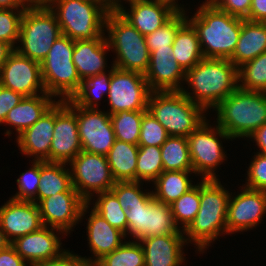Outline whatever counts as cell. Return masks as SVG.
I'll return each mask as SVG.
<instances>
[{
	"label": "cell",
	"instance_id": "cell-20",
	"mask_svg": "<svg viewBox=\"0 0 266 266\" xmlns=\"http://www.w3.org/2000/svg\"><path fill=\"white\" fill-rule=\"evenodd\" d=\"M54 231L65 234L57 228L43 226L37 231L18 237L11 245L29 266H33L57 258L65 251L60 248L61 239Z\"/></svg>",
	"mask_w": 266,
	"mask_h": 266
},
{
	"label": "cell",
	"instance_id": "cell-27",
	"mask_svg": "<svg viewBox=\"0 0 266 266\" xmlns=\"http://www.w3.org/2000/svg\"><path fill=\"white\" fill-rule=\"evenodd\" d=\"M55 102L53 96L48 93L24 96L21 102L8 112L3 123L14 127L19 136L35 124Z\"/></svg>",
	"mask_w": 266,
	"mask_h": 266
},
{
	"label": "cell",
	"instance_id": "cell-2",
	"mask_svg": "<svg viewBox=\"0 0 266 266\" xmlns=\"http://www.w3.org/2000/svg\"><path fill=\"white\" fill-rule=\"evenodd\" d=\"M187 20L195 28L204 58L230 59L236 48L242 18L221 11L209 0Z\"/></svg>",
	"mask_w": 266,
	"mask_h": 266
},
{
	"label": "cell",
	"instance_id": "cell-38",
	"mask_svg": "<svg viewBox=\"0 0 266 266\" xmlns=\"http://www.w3.org/2000/svg\"><path fill=\"white\" fill-rule=\"evenodd\" d=\"M238 85L241 89L266 92V52L238 67Z\"/></svg>",
	"mask_w": 266,
	"mask_h": 266
},
{
	"label": "cell",
	"instance_id": "cell-7",
	"mask_svg": "<svg viewBox=\"0 0 266 266\" xmlns=\"http://www.w3.org/2000/svg\"><path fill=\"white\" fill-rule=\"evenodd\" d=\"M105 27L109 48L117 54L112 65L121 70L145 75L150 59L145 36L118 12L107 13Z\"/></svg>",
	"mask_w": 266,
	"mask_h": 266
},
{
	"label": "cell",
	"instance_id": "cell-36",
	"mask_svg": "<svg viewBox=\"0 0 266 266\" xmlns=\"http://www.w3.org/2000/svg\"><path fill=\"white\" fill-rule=\"evenodd\" d=\"M93 266H145L144 250L140 242L124 241V243L104 255Z\"/></svg>",
	"mask_w": 266,
	"mask_h": 266
},
{
	"label": "cell",
	"instance_id": "cell-23",
	"mask_svg": "<svg viewBox=\"0 0 266 266\" xmlns=\"http://www.w3.org/2000/svg\"><path fill=\"white\" fill-rule=\"evenodd\" d=\"M55 126V103L31 127L17 136L21 153L34 156L35 161L50 162V147Z\"/></svg>",
	"mask_w": 266,
	"mask_h": 266
},
{
	"label": "cell",
	"instance_id": "cell-43",
	"mask_svg": "<svg viewBox=\"0 0 266 266\" xmlns=\"http://www.w3.org/2000/svg\"><path fill=\"white\" fill-rule=\"evenodd\" d=\"M31 167L26 172H23L16 180L18 192H16L11 199L33 201L37 204V191L40 181V161L34 160Z\"/></svg>",
	"mask_w": 266,
	"mask_h": 266
},
{
	"label": "cell",
	"instance_id": "cell-9",
	"mask_svg": "<svg viewBox=\"0 0 266 266\" xmlns=\"http://www.w3.org/2000/svg\"><path fill=\"white\" fill-rule=\"evenodd\" d=\"M62 35L55 13L49 6H27L20 24L19 40L15 50L41 63L56 39Z\"/></svg>",
	"mask_w": 266,
	"mask_h": 266
},
{
	"label": "cell",
	"instance_id": "cell-44",
	"mask_svg": "<svg viewBox=\"0 0 266 266\" xmlns=\"http://www.w3.org/2000/svg\"><path fill=\"white\" fill-rule=\"evenodd\" d=\"M24 11L25 8L0 9V40L10 44L14 49L19 40Z\"/></svg>",
	"mask_w": 266,
	"mask_h": 266
},
{
	"label": "cell",
	"instance_id": "cell-53",
	"mask_svg": "<svg viewBox=\"0 0 266 266\" xmlns=\"http://www.w3.org/2000/svg\"><path fill=\"white\" fill-rule=\"evenodd\" d=\"M14 50L10 44L0 40V71Z\"/></svg>",
	"mask_w": 266,
	"mask_h": 266
},
{
	"label": "cell",
	"instance_id": "cell-57",
	"mask_svg": "<svg viewBox=\"0 0 266 266\" xmlns=\"http://www.w3.org/2000/svg\"><path fill=\"white\" fill-rule=\"evenodd\" d=\"M10 244L11 242L7 239L0 225V250L7 248Z\"/></svg>",
	"mask_w": 266,
	"mask_h": 266
},
{
	"label": "cell",
	"instance_id": "cell-10",
	"mask_svg": "<svg viewBox=\"0 0 266 266\" xmlns=\"http://www.w3.org/2000/svg\"><path fill=\"white\" fill-rule=\"evenodd\" d=\"M211 127L208 121L202 123L188 137L189 152L193 165V172L202 175V179H219L215 169L226 160V154L218 137L232 138L217 124Z\"/></svg>",
	"mask_w": 266,
	"mask_h": 266
},
{
	"label": "cell",
	"instance_id": "cell-5",
	"mask_svg": "<svg viewBox=\"0 0 266 266\" xmlns=\"http://www.w3.org/2000/svg\"><path fill=\"white\" fill-rule=\"evenodd\" d=\"M147 111L169 136L188 137L206 121V110L193 103L182 91H151Z\"/></svg>",
	"mask_w": 266,
	"mask_h": 266
},
{
	"label": "cell",
	"instance_id": "cell-32",
	"mask_svg": "<svg viewBox=\"0 0 266 266\" xmlns=\"http://www.w3.org/2000/svg\"><path fill=\"white\" fill-rule=\"evenodd\" d=\"M193 171H163L154 181L153 198L171 204L194 185L188 178Z\"/></svg>",
	"mask_w": 266,
	"mask_h": 266
},
{
	"label": "cell",
	"instance_id": "cell-49",
	"mask_svg": "<svg viewBox=\"0 0 266 266\" xmlns=\"http://www.w3.org/2000/svg\"><path fill=\"white\" fill-rule=\"evenodd\" d=\"M24 96L21 93L0 85V124L2 125L7 114L17 104L21 102Z\"/></svg>",
	"mask_w": 266,
	"mask_h": 266
},
{
	"label": "cell",
	"instance_id": "cell-31",
	"mask_svg": "<svg viewBox=\"0 0 266 266\" xmlns=\"http://www.w3.org/2000/svg\"><path fill=\"white\" fill-rule=\"evenodd\" d=\"M138 152V145L115 139L107 154V160L116 182L136 181Z\"/></svg>",
	"mask_w": 266,
	"mask_h": 266
},
{
	"label": "cell",
	"instance_id": "cell-51",
	"mask_svg": "<svg viewBox=\"0 0 266 266\" xmlns=\"http://www.w3.org/2000/svg\"><path fill=\"white\" fill-rule=\"evenodd\" d=\"M246 20L266 22V0H252L249 16Z\"/></svg>",
	"mask_w": 266,
	"mask_h": 266
},
{
	"label": "cell",
	"instance_id": "cell-47",
	"mask_svg": "<svg viewBox=\"0 0 266 266\" xmlns=\"http://www.w3.org/2000/svg\"><path fill=\"white\" fill-rule=\"evenodd\" d=\"M221 11L246 19L249 16L252 0H209Z\"/></svg>",
	"mask_w": 266,
	"mask_h": 266
},
{
	"label": "cell",
	"instance_id": "cell-46",
	"mask_svg": "<svg viewBox=\"0 0 266 266\" xmlns=\"http://www.w3.org/2000/svg\"><path fill=\"white\" fill-rule=\"evenodd\" d=\"M247 170L245 187L266 191V154L257 152Z\"/></svg>",
	"mask_w": 266,
	"mask_h": 266
},
{
	"label": "cell",
	"instance_id": "cell-41",
	"mask_svg": "<svg viewBox=\"0 0 266 266\" xmlns=\"http://www.w3.org/2000/svg\"><path fill=\"white\" fill-rule=\"evenodd\" d=\"M163 171L161 148L157 146H139L136 181L153 182Z\"/></svg>",
	"mask_w": 266,
	"mask_h": 266
},
{
	"label": "cell",
	"instance_id": "cell-54",
	"mask_svg": "<svg viewBox=\"0 0 266 266\" xmlns=\"http://www.w3.org/2000/svg\"><path fill=\"white\" fill-rule=\"evenodd\" d=\"M130 3L136 2V1H142V0H124ZM121 0H105V7L108 12H118L123 8V5H121Z\"/></svg>",
	"mask_w": 266,
	"mask_h": 266
},
{
	"label": "cell",
	"instance_id": "cell-50",
	"mask_svg": "<svg viewBox=\"0 0 266 266\" xmlns=\"http://www.w3.org/2000/svg\"><path fill=\"white\" fill-rule=\"evenodd\" d=\"M27 262L15 251L10 244L0 250V266H28Z\"/></svg>",
	"mask_w": 266,
	"mask_h": 266
},
{
	"label": "cell",
	"instance_id": "cell-1",
	"mask_svg": "<svg viewBox=\"0 0 266 266\" xmlns=\"http://www.w3.org/2000/svg\"><path fill=\"white\" fill-rule=\"evenodd\" d=\"M192 88L182 93L205 110L214 109L238 87V68L229 59L204 58L185 73ZM194 95V96H193Z\"/></svg>",
	"mask_w": 266,
	"mask_h": 266
},
{
	"label": "cell",
	"instance_id": "cell-16",
	"mask_svg": "<svg viewBox=\"0 0 266 266\" xmlns=\"http://www.w3.org/2000/svg\"><path fill=\"white\" fill-rule=\"evenodd\" d=\"M76 117L82 151L107 156L115 141L110 114L76 104Z\"/></svg>",
	"mask_w": 266,
	"mask_h": 266
},
{
	"label": "cell",
	"instance_id": "cell-35",
	"mask_svg": "<svg viewBox=\"0 0 266 266\" xmlns=\"http://www.w3.org/2000/svg\"><path fill=\"white\" fill-rule=\"evenodd\" d=\"M186 11L181 8L160 28L145 36L149 53L155 50H173L172 44L178 29L187 21Z\"/></svg>",
	"mask_w": 266,
	"mask_h": 266
},
{
	"label": "cell",
	"instance_id": "cell-22",
	"mask_svg": "<svg viewBox=\"0 0 266 266\" xmlns=\"http://www.w3.org/2000/svg\"><path fill=\"white\" fill-rule=\"evenodd\" d=\"M145 79L151 91H181L185 72L177 63L172 50H155L150 53Z\"/></svg>",
	"mask_w": 266,
	"mask_h": 266
},
{
	"label": "cell",
	"instance_id": "cell-40",
	"mask_svg": "<svg viewBox=\"0 0 266 266\" xmlns=\"http://www.w3.org/2000/svg\"><path fill=\"white\" fill-rule=\"evenodd\" d=\"M97 197L95 204L93 203V209L126 236L128 222L125 210L121 207L117 197L111 191L98 193Z\"/></svg>",
	"mask_w": 266,
	"mask_h": 266
},
{
	"label": "cell",
	"instance_id": "cell-8",
	"mask_svg": "<svg viewBox=\"0 0 266 266\" xmlns=\"http://www.w3.org/2000/svg\"><path fill=\"white\" fill-rule=\"evenodd\" d=\"M73 51L74 40L62 34L40 63L46 93L61 97V101L71 99L82 83L72 60Z\"/></svg>",
	"mask_w": 266,
	"mask_h": 266
},
{
	"label": "cell",
	"instance_id": "cell-45",
	"mask_svg": "<svg viewBox=\"0 0 266 266\" xmlns=\"http://www.w3.org/2000/svg\"><path fill=\"white\" fill-rule=\"evenodd\" d=\"M169 137L165 128L148 112L143 114L138 146L161 147Z\"/></svg>",
	"mask_w": 266,
	"mask_h": 266
},
{
	"label": "cell",
	"instance_id": "cell-6",
	"mask_svg": "<svg viewBox=\"0 0 266 266\" xmlns=\"http://www.w3.org/2000/svg\"><path fill=\"white\" fill-rule=\"evenodd\" d=\"M48 6L55 13L62 34L74 41L106 34L103 31L108 11L103 0H52Z\"/></svg>",
	"mask_w": 266,
	"mask_h": 266
},
{
	"label": "cell",
	"instance_id": "cell-11",
	"mask_svg": "<svg viewBox=\"0 0 266 266\" xmlns=\"http://www.w3.org/2000/svg\"><path fill=\"white\" fill-rule=\"evenodd\" d=\"M69 165L72 186L88 203L93 194L110 191L115 185L107 156L81 151Z\"/></svg>",
	"mask_w": 266,
	"mask_h": 266
},
{
	"label": "cell",
	"instance_id": "cell-42",
	"mask_svg": "<svg viewBox=\"0 0 266 266\" xmlns=\"http://www.w3.org/2000/svg\"><path fill=\"white\" fill-rule=\"evenodd\" d=\"M138 181L115 182L111 192L117 197L121 207L126 211L135 205L147 204L152 198V192L141 191Z\"/></svg>",
	"mask_w": 266,
	"mask_h": 266
},
{
	"label": "cell",
	"instance_id": "cell-26",
	"mask_svg": "<svg viewBox=\"0 0 266 266\" xmlns=\"http://www.w3.org/2000/svg\"><path fill=\"white\" fill-rule=\"evenodd\" d=\"M87 235L89 248L94 254L90 262L94 265L104 255L111 253L124 242L127 236L117 228L111 226L100 214L91 208L87 219Z\"/></svg>",
	"mask_w": 266,
	"mask_h": 266
},
{
	"label": "cell",
	"instance_id": "cell-14",
	"mask_svg": "<svg viewBox=\"0 0 266 266\" xmlns=\"http://www.w3.org/2000/svg\"><path fill=\"white\" fill-rule=\"evenodd\" d=\"M82 151L72 99L55 102V126L50 147V162L70 163Z\"/></svg>",
	"mask_w": 266,
	"mask_h": 266
},
{
	"label": "cell",
	"instance_id": "cell-15",
	"mask_svg": "<svg viewBox=\"0 0 266 266\" xmlns=\"http://www.w3.org/2000/svg\"><path fill=\"white\" fill-rule=\"evenodd\" d=\"M90 204L78 192H59L37 203L43 226L57 228L65 234L73 231L71 229L86 215Z\"/></svg>",
	"mask_w": 266,
	"mask_h": 266
},
{
	"label": "cell",
	"instance_id": "cell-48",
	"mask_svg": "<svg viewBox=\"0 0 266 266\" xmlns=\"http://www.w3.org/2000/svg\"><path fill=\"white\" fill-rule=\"evenodd\" d=\"M33 266H93V264L90 262V258L79 257V255L65 249L59 257Z\"/></svg>",
	"mask_w": 266,
	"mask_h": 266
},
{
	"label": "cell",
	"instance_id": "cell-52",
	"mask_svg": "<svg viewBox=\"0 0 266 266\" xmlns=\"http://www.w3.org/2000/svg\"><path fill=\"white\" fill-rule=\"evenodd\" d=\"M248 138L254 139L260 148L259 153L266 154V123L254 131Z\"/></svg>",
	"mask_w": 266,
	"mask_h": 266
},
{
	"label": "cell",
	"instance_id": "cell-33",
	"mask_svg": "<svg viewBox=\"0 0 266 266\" xmlns=\"http://www.w3.org/2000/svg\"><path fill=\"white\" fill-rule=\"evenodd\" d=\"M160 148L164 171H193L187 137L169 136Z\"/></svg>",
	"mask_w": 266,
	"mask_h": 266
},
{
	"label": "cell",
	"instance_id": "cell-55",
	"mask_svg": "<svg viewBox=\"0 0 266 266\" xmlns=\"http://www.w3.org/2000/svg\"><path fill=\"white\" fill-rule=\"evenodd\" d=\"M22 0H0V9L26 8Z\"/></svg>",
	"mask_w": 266,
	"mask_h": 266
},
{
	"label": "cell",
	"instance_id": "cell-29",
	"mask_svg": "<svg viewBox=\"0 0 266 266\" xmlns=\"http://www.w3.org/2000/svg\"><path fill=\"white\" fill-rule=\"evenodd\" d=\"M172 47V54L185 73L204 59L197 32L188 20L178 29Z\"/></svg>",
	"mask_w": 266,
	"mask_h": 266
},
{
	"label": "cell",
	"instance_id": "cell-37",
	"mask_svg": "<svg viewBox=\"0 0 266 266\" xmlns=\"http://www.w3.org/2000/svg\"><path fill=\"white\" fill-rule=\"evenodd\" d=\"M146 111H119L110 115L115 139L138 145L141 121Z\"/></svg>",
	"mask_w": 266,
	"mask_h": 266
},
{
	"label": "cell",
	"instance_id": "cell-17",
	"mask_svg": "<svg viewBox=\"0 0 266 266\" xmlns=\"http://www.w3.org/2000/svg\"><path fill=\"white\" fill-rule=\"evenodd\" d=\"M0 85L21 93L23 96L46 93L41 75V64L19 54L16 50L9 55L0 71Z\"/></svg>",
	"mask_w": 266,
	"mask_h": 266
},
{
	"label": "cell",
	"instance_id": "cell-4",
	"mask_svg": "<svg viewBox=\"0 0 266 266\" xmlns=\"http://www.w3.org/2000/svg\"><path fill=\"white\" fill-rule=\"evenodd\" d=\"M213 110L217 123L231 138H248L266 123V92L238 87Z\"/></svg>",
	"mask_w": 266,
	"mask_h": 266
},
{
	"label": "cell",
	"instance_id": "cell-25",
	"mask_svg": "<svg viewBox=\"0 0 266 266\" xmlns=\"http://www.w3.org/2000/svg\"><path fill=\"white\" fill-rule=\"evenodd\" d=\"M106 37L100 35L92 40L74 41L72 60L81 80L106 72L105 55L110 51Z\"/></svg>",
	"mask_w": 266,
	"mask_h": 266
},
{
	"label": "cell",
	"instance_id": "cell-3",
	"mask_svg": "<svg viewBox=\"0 0 266 266\" xmlns=\"http://www.w3.org/2000/svg\"><path fill=\"white\" fill-rule=\"evenodd\" d=\"M231 195L219 179L201 180L199 211L183 231L186 244L194 242L202 253L220 234H227L226 217Z\"/></svg>",
	"mask_w": 266,
	"mask_h": 266
},
{
	"label": "cell",
	"instance_id": "cell-18",
	"mask_svg": "<svg viewBox=\"0 0 266 266\" xmlns=\"http://www.w3.org/2000/svg\"><path fill=\"white\" fill-rule=\"evenodd\" d=\"M238 195L230 196L227 208V234L252 229L266 214V191L241 187Z\"/></svg>",
	"mask_w": 266,
	"mask_h": 266
},
{
	"label": "cell",
	"instance_id": "cell-12",
	"mask_svg": "<svg viewBox=\"0 0 266 266\" xmlns=\"http://www.w3.org/2000/svg\"><path fill=\"white\" fill-rule=\"evenodd\" d=\"M128 222L127 234L134 240L168 235L184 234L173 220L170 204L152 198L147 204L135 205L125 211Z\"/></svg>",
	"mask_w": 266,
	"mask_h": 266
},
{
	"label": "cell",
	"instance_id": "cell-28",
	"mask_svg": "<svg viewBox=\"0 0 266 266\" xmlns=\"http://www.w3.org/2000/svg\"><path fill=\"white\" fill-rule=\"evenodd\" d=\"M266 52V22L242 20L241 33L232 57L237 68Z\"/></svg>",
	"mask_w": 266,
	"mask_h": 266
},
{
	"label": "cell",
	"instance_id": "cell-13",
	"mask_svg": "<svg viewBox=\"0 0 266 266\" xmlns=\"http://www.w3.org/2000/svg\"><path fill=\"white\" fill-rule=\"evenodd\" d=\"M151 90L145 75L135 71H125L111 66L110 89L108 93V114L119 111H147Z\"/></svg>",
	"mask_w": 266,
	"mask_h": 266
},
{
	"label": "cell",
	"instance_id": "cell-56",
	"mask_svg": "<svg viewBox=\"0 0 266 266\" xmlns=\"http://www.w3.org/2000/svg\"><path fill=\"white\" fill-rule=\"evenodd\" d=\"M26 6H48L52 0H22Z\"/></svg>",
	"mask_w": 266,
	"mask_h": 266
},
{
	"label": "cell",
	"instance_id": "cell-19",
	"mask_svg": "<svg viewBox=\"0 0 266 266\" xmlns=\"http://www.w3.org/2000/svg\"><path fill=\"white\" fill-rule=\"evenodd\" d=\"M118 13L143 36L151 34L165 24L181 7L172 0H142L130 3Z\"/></svg>",
	"mask_w": 266,
	"mask_h": 266
},
{
	"label": "cell",
	"instance_id": "cell-34",
	"mask_svg": "<svg viewBox=\"0 0 266 266\" xmlns=\"http://www.w3.org/2000/svg\"><path fill=\"white\" fill-rule=\"evenodd\" d=\"M107 72H109L107 75L104 72L82 80L80 89L71 99L78 106L98 109V101L102 99L104 93L108 95L110 89L111 69Z\"/></svg>",
	"mask_w": 266,
	"mask_h": 266
},
{
	"label": "cell",
	"instance_id": "cell-24",
	"mask_svg": "<svg viewBox=\"0 0 266 266\" xmlns=\"http://www.w3.org/2000/svg\"><path fill=\"white\" fill-rule=\"evenodd\" d=\"M145 255V266H181L186 243L184 234H168L139 240Z\"/></svg>",
	"mask_w": 266,
	"mask_h": 266
},
{
	"label": "cell",
	"instance_id": "cell-21",
	"mask_svg": "<svg viewBox=\"0 0 266 266\" xmlns=\"http://www.w3.org/2000/svg\"><path fill=\"white\" fill-rule=\"evenodd\" d=\"M0 225L10 242L43 227L35 202L11 198L0 207Z\"/></svg>",
	"mask_w": 266,
	"mask_h": 266
},
{
	"label": "cell",
	"instance_id": "cell-30",
	"mask_svg": "<svg viewBox=\"0 0 266 266\" xmlns=\"http://www.w3.org/2000/svg\"><path fill=\"white\" fill-rule=\"evenodd\" d=\"M66 163L40 161L37 203L59 192H77L72 186L71 171Z\"/></svg>",
	"mask_w": 266,
	"mask_h": 266
},
{
	"label": "cell",
	"instance_id": "cell-39",
	"mask_svg": "<svg viewBox=\"0 0 266 266\" xmlns=\"http://www.w3.org/2000/svg\"><path fill=\"white\" fill-rule=\"evenodd\" d=\"M175 225L184 231L195 219L200 206V182L170 204ZM180 223L182 227L178 226Z\"/></svg>",
	"mask_w": 266,
	"mask_h": 266
}]
</instances>
